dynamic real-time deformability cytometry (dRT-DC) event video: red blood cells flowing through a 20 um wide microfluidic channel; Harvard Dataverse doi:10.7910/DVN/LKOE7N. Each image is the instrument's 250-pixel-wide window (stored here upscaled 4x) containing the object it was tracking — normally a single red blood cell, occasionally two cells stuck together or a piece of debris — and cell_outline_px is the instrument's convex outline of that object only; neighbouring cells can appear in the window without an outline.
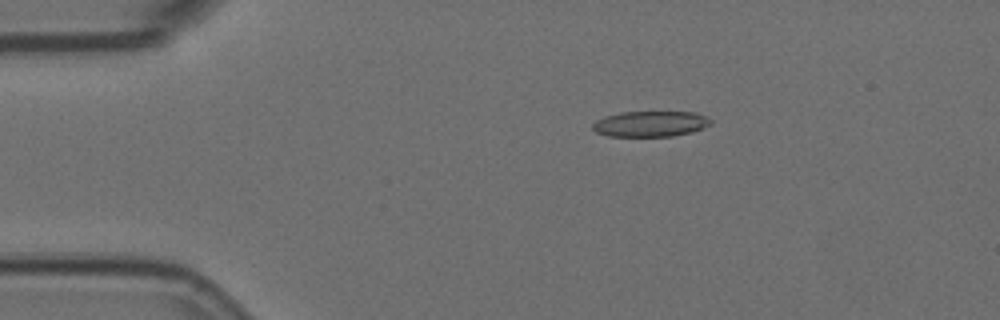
{"species": "Egyptian fruit bat (a non-hibernating species)", "species_latin": "Rousettus aegyptiacus", "temperature_condition": "room temperature", "stored_images_in_passage": 4, "camera_frame_rate_fps": 3000, "um_per_image_px": 0.085, "animal": {"sex": "female"}, "frame": {"image": 1, "passage_image": 3, "time_ms": 0.667, "image_size_px": [1000, 320], "cell_outline_px": [[712, 124], [692, 132], [672, 136], [608, 136], [596, 132], [592, 128], [592, 124], [596, 120], [604, 116], [620, 112], [696, 112], [708, 116], [712, 120]], "centroid_in_image_um": [55.3, 10.52], "position_along_channel_um": 29.7, "area_um2": 17.8}}